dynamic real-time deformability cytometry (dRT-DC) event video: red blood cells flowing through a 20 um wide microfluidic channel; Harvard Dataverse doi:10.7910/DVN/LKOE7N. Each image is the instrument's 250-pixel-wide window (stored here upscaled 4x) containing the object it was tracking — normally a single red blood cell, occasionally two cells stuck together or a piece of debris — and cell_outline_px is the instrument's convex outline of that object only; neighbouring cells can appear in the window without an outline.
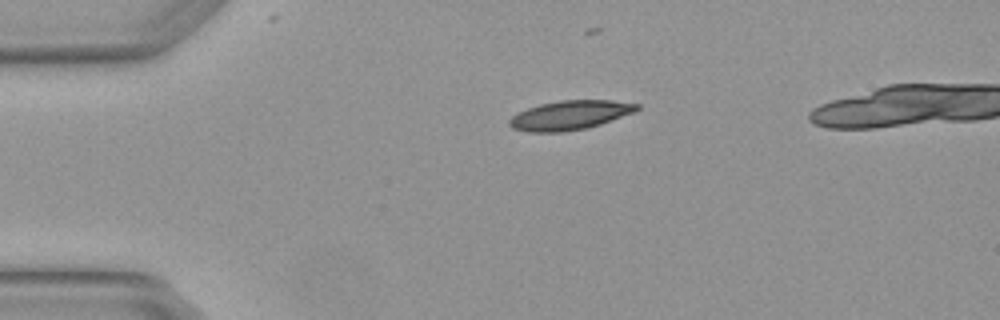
{"species": "Egyptian fruit bat (a non-hibernating species)", "species_latin": "Rousettus aegyptiacus", "temperature_condition": "warm", "stored_images_in_passage": 3, "camera_frame_rate_fps": 3000, "um_per_image_px": 0.085, "animal": {"sex": "female"}, "frame": {"image": 1, "passage_image": 1, "time_ms": 0.0, "image_size_px": [1000, 320], "cell_outline_px": [[640, 108], [636, 112], [588, 128], [564, 132], [528, 132], [512, 128], [508, 124], [508, 120], [516, 112], [540, 104], [560, 100], [612, 100], [640, 104]], "centroid_in_image_um": [48.44, 9.79], "position_along_channel_um": 36.6, "area_um2": 21.96}}